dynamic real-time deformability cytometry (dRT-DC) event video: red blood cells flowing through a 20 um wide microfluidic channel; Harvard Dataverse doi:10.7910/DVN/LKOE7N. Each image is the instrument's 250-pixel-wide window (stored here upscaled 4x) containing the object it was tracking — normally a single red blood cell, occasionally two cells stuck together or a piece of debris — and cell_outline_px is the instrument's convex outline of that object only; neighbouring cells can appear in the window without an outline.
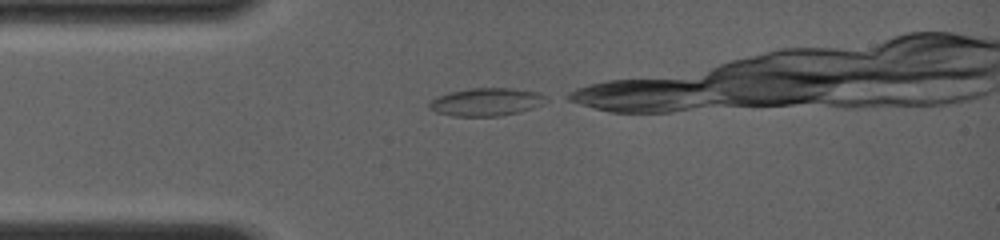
{"species": "common noctule bat (a hibernating species)", "species_latin": "Nyctalus noctula", "temperature_condition": "room temperature", "stored_images_in_passage": 20, "camera_frame_rate_fps": 4000, "um_per_image_px": 0.085, "animal": {"sex": "female", "body_mass_g": 19.0, "forearm_length_mm": 56.7}, "frame": {"image": 1, "passage_image": 1, "time_ms": 0.0, "image_size_px": [1000, 240], "cell_outline_px": [[552, 100], [544, 104], [520, 112], [500, 116], [452, 116], [436, 112], [428, 108], [428, 104], [436, 96], [448, 92], [472, 88], [512, 88], [536, 92], [548, 96]], "centroid_in_image_um": [41.37, 8.66], "position_along_channel_um": 43.6, "area_um2": 19.31}}
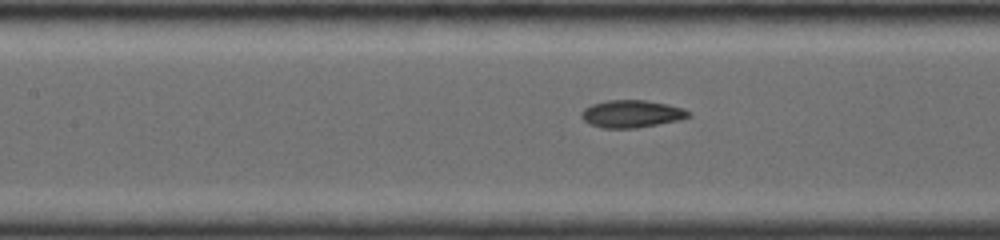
{"frame": {"image": 2, "passage_image": 14, "time_ms": 3.0, "image_size_px": [1000, 240], "cell_outline_px": [[692, 116], [680, 120], [636, 128], [604, 128], [588, 124], [580, 116], [580, 112], [584, 108], [592, 104], [608, 100], [644, 100], [668, 104], [684, 108], [692, 112]], "centroid_in_image_um": [53.71, 9.67], "position_along_channel_um": 153.7, "area_um2": 17.34}}
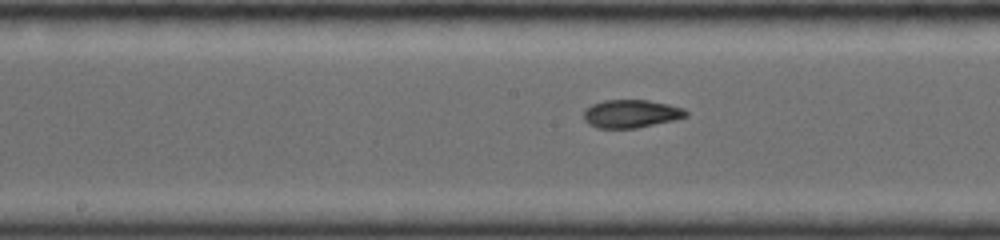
{"frame": {"image": 3, "passage_image": 18, "time_ms": 4.0, "image_size_px": [1000, 240], "cell_outline_px": [[688, 116], [676, 120], [636, 128], [596, 128], [588, 124], [584, 120], [584, 112], [592, 104], [604, 100], [648, 100], [668, 104], [684, 108], [688, 112]], "centroid_in_image_um": [53.67, 9.67], "position_along_channel_um": 194.5, "area_um2": 16.82}}